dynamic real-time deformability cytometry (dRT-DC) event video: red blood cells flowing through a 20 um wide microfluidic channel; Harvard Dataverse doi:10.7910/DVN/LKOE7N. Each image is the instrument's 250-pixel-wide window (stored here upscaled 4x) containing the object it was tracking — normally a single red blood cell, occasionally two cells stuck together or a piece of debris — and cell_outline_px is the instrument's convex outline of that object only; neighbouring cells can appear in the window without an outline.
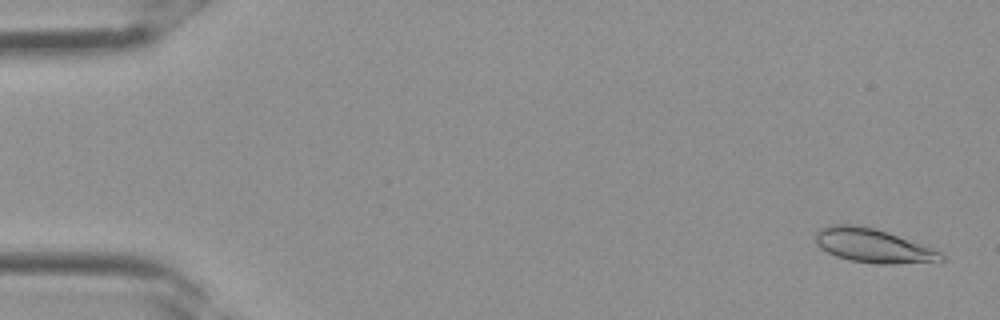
{"species": "Egyptian fruit bat (a non-hibernating species)", "species_latin": "Rousettus aegyptiacus", "temperature_condition": "room temperature", "stored_images_in_passage": 4, "camera_frame_rate_fps": 3000, "um_per_image_px": 0.085, "frame": {"image": 1, "passage_image": 1, "time_ms": 0.0, "image_size_px": [1000, 320], "cell_outline_px": [[944, 260], [940, 264], [876, 264], [848, 260], [836, 256], [820, 248], [816, 244], [816, 232], [820, 228], [832, 224], [856, 224], [876, 228], [888, 232], [932, 248], [940, 252], [944, 256]], "centroid_in_image_um": [74.28, 20.91], "position_along_channel_um": 10.7, "area_um2": 25.49}}
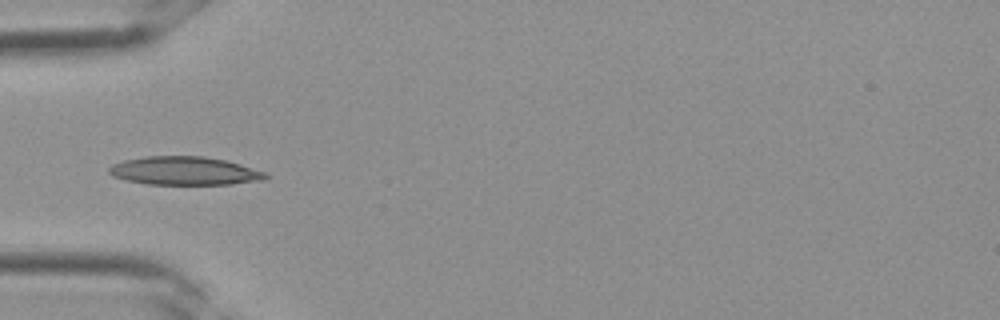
{"frame": {"image": 2, "passage_image": 4, "time_ms": 1.0, "image_size_px": [1000, 320], "cell_outline_px": [[268, 176], [264, 180], [232, 184], [148, 184], [128, 180], [112, 176], [108, 172], [108, 168], [112, 164], [124, 160], [144, 156], [204, 156], [228, 160], [268, 172]], "centroid_in_image_um": [15.73, 14.51], "position_along_channel_um": 69.3, "area_um2": 26.13}}